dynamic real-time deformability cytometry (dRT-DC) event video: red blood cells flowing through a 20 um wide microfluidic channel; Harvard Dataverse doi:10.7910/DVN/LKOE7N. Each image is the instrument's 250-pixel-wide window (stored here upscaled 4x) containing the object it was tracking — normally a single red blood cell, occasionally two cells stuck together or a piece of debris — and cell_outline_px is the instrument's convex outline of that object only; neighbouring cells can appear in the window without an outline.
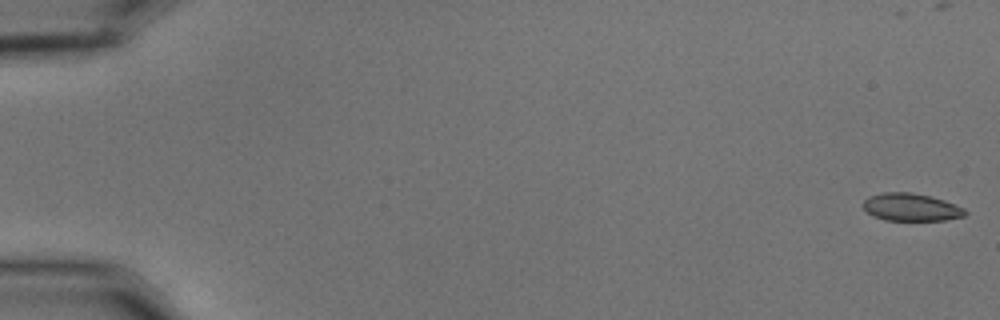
{"species": "common noctule bat (a hibernating species)", "species_latin": "Nyctalus noctula", "temperature_condition": "cold", "stored_images_in_passage": 56, "camera_frame_rate_fps": 3000, "um_per_image_px": 0.085, "animal": {"sex": "male", "body_mass_g": 15.6}, "frame": {"image": 1, "passage_image": 1, "time_ms": 0.0, "image_size_px": [1000, 320], "cell_outline_px": [[968, 212], [964, 216], [944, 220], [884, 220], [872, 216], [864, 208], [864, 200], [868, 196], [884, 192], [912, 192], [932, 196], [944, 200], [964, 208]], "centroid_in_image_um": [77.44, 17.6], "position_along_channel_um": 7.6, "area_um2": 16.47}}
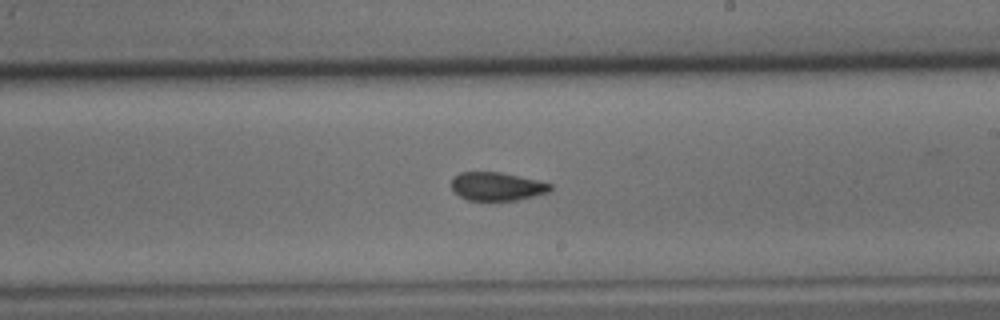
{"frame": {"image": 2, "passage_image": 34, "time_ms": 11.0, "image_size_px": [1000, 320], "cell_outline_px": [[552, 188], [548, 192], [516, 200], [468, 200], [460, 196], [452, 188], [452, 176], [460, 172], [500, 172], [536, 180], [552, 184]], "centroid_in_image_um": [42.21, 15.83], "position_along_channel_um": 246.8, "area_um2": 16.13}}
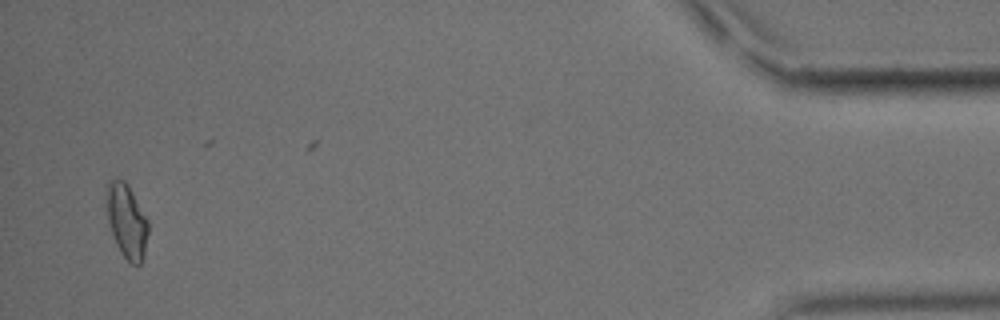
{"frame": {"image": 3, "passage_image": 55, "time_ms": 18.0, "image_size_px": [1000, 320], "cell_outline_px": [[148, 232], [144, 256], [140, 264], [132, 264], [120, 252], [112, 236], [108, 220], [108, 180], [124, 180], [128, 184], [148, 220]], "centroid_in_image_um": [10.8, 18.82], "position_along_channel_um": 424.4, "area_um2": 17.63}, "authors_computed_cell_mechanics": {"area_um2": 17.1088, "velocity_mm_per_s": 3.6145, "shape_relaxation_time_tau1_ms": 7.6318, "shape_relaxation_time_tau2_ms": 3.1538, "deformation_change_tau1": 0.1512, "deformation_change_tau2": 0.0821}}